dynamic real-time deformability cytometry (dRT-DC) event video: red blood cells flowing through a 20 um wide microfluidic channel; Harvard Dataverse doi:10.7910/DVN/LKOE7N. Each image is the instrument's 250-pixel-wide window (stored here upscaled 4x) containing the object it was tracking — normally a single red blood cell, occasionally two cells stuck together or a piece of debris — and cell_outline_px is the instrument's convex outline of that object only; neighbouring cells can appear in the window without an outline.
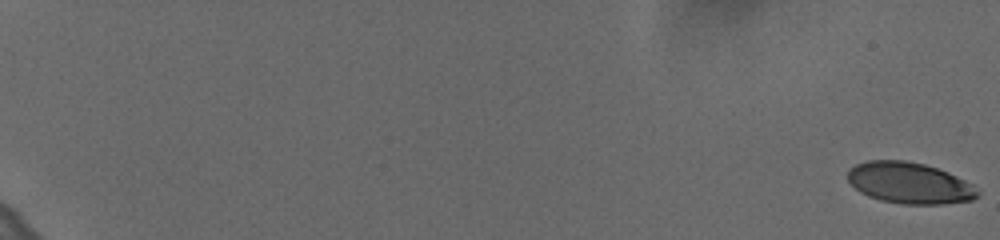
{"species": "human", "species_latin": "Homo sapiens", "temperature_condition": "cold", "stored_images_in_passage": 61, "camera_frame_rate_fps": 3000, "um_per_image_px": 0.085, "donor": {"sex": "female"}, "frame": {"image": 1, "passage_image": 1, "time_ms": 0.0, "image_size_px": [1000, 240], "cell_outline_px": [[980, 196], [972, 200], [940, 204], [904, 204], [880, 200], [868, 196], [860, 192], [848, 180], [848, 168], [856, 164], [868, 160], [904, 160], [924, 164], [948, 172], [972, 184], [980, 192]], "centroid_in_image_um": [77.31, 15.55], "position_along_channel_um": 7.7, "area_um2": 31.21}}
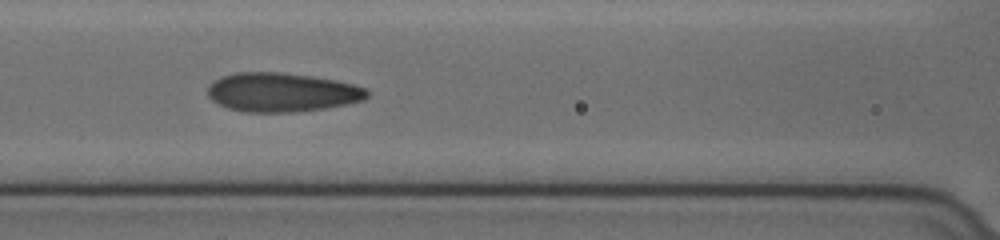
{"frame": {"image": 2, "passage_image": 32, "time_ms": 10.333, "image_size_px": [1000, 240], "cell_outline_px": [[368, 96], [364, 100], [324, 108], [296, 112], [244, 112], [228, 108], [212, 100], [208, 96], [208, 88], [220, 76], [236, 72], [284, 72], [312, 76], [336, 80], [352, 84], [364, 88], [368, 92]], "centroid_in_image_um": [23.94, 7.84], "position_along_channel_um": 142.7, "area_um2": 36.13}}
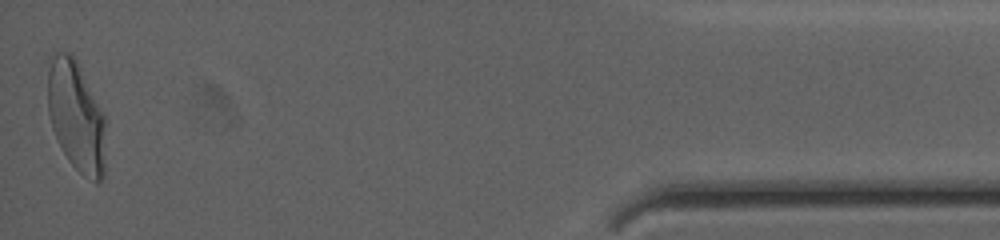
{"frame": {"image": 3, "passage_image": 61, "time_ms": 20.0, "image_size_px": [1000, 240], "cell_outline_px": [[104, 176], [96, 184], [84, 176], [68, 160], [52, 128], [48, 112], [48, 56], [56, 52], [72, 52], [104, 116]], "centroid_in_image_um": [6.45, 9.86], "position_along_channel_um": 428.8, "area_um2": 36.99}, "authors_computed_cell_mechanics": {"area_um2": 34.68, "velocity_mm_per_s": 3.6271, "shape_relaxation_time_tau1_ms": 6.2111, "shape_relaxation_time_tau2_ms": 0.7322, "deformation_change_tau1": 0.1938, "deformation_change_tau2": 0.0732}}